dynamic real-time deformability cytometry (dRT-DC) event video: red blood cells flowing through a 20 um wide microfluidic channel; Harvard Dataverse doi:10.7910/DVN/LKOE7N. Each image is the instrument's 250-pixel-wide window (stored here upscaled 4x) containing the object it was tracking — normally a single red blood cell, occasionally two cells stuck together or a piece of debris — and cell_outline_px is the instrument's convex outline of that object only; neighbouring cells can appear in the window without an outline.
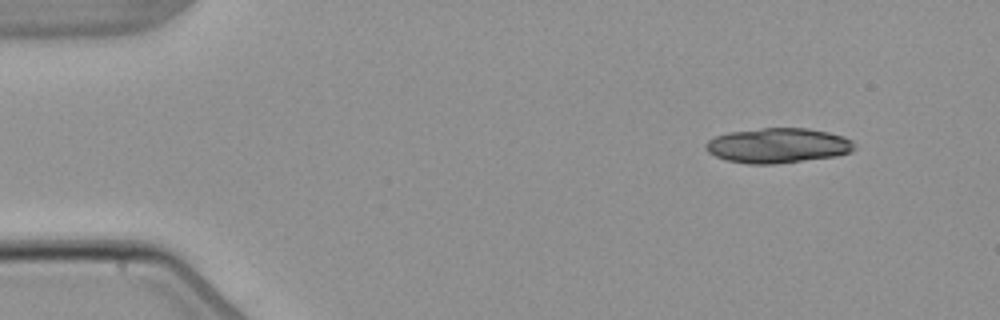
{"species": "common noctule bat (a hibernating species)", "species_latin": "Nyctalus noctula", "temperature_condition": "warm", "stored_images_in_passage": 4, "camera_frame_rate_fps": 3000, "um_per_image_px": 0.085, "animal": {"sex": "male", "body_mass_g": 21.5, "forearm_length_mm": 52.0}, "frame": {"image": 1, "passage_image": 1, "time_ms": 0.0, "image_size_px": [1000, 320], "cell_outline_px": [[856, 148], [852, 152], [836, 156], [776, 164], [748, 164], [728, 160], [716, 156], [708, 152], [704, 148], [704, 144], [708, 140], [716, 136], [728, 132], [760, 128], [808, 128], [828, 132], [844, 136], [852, 140]], "centroid_in_image_um": [66.13, 12.37], "position_along_channel_um": 18.9, "area_um2": 30.46}}